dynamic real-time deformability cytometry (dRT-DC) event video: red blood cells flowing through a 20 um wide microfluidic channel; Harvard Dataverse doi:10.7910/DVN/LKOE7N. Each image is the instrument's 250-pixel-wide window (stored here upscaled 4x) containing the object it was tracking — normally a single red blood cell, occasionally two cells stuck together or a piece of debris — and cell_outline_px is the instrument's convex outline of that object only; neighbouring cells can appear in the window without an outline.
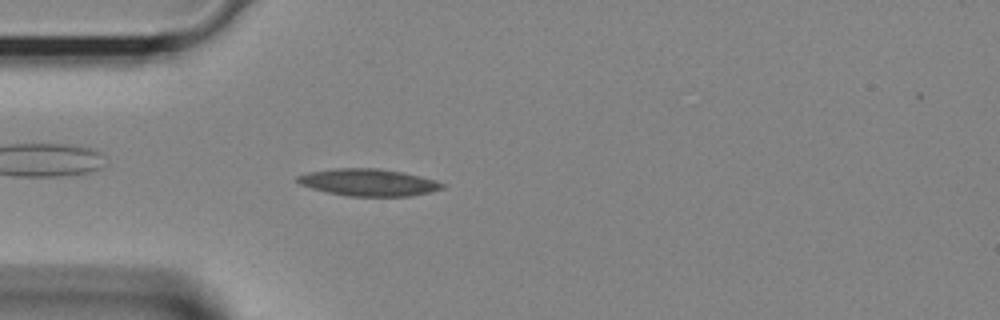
{"species": "Egyptian fruit bat (a non-hibernating species)", "species_latin": "Rousettus aegyptiacus", "temperature_condition": "room temperature", "stored_images_in_passage": 35, "camera_frame_rate_fps": 3000, "um_per_image_px": 0.085, "animal": {"sex": "female"}, "frame": {"image": 1, "passage_image": 8, "time_ms": 2.333, "image_size_px": [1000, 320], "cell_outline_px": [[448, 184], [444, 188], [428, 192], [408, 196], [352, 196], [328, 192], [312, 188], [300, 184], [296, 180], [296, 176], [308, 172], [336, 168], [376, 168], [400, 172], [420, 176], [436, 180]], "centroid_in_image_um": [31.33, 15.5], "position_along_channel_um": 53.7, "area_um2": 22.66}}
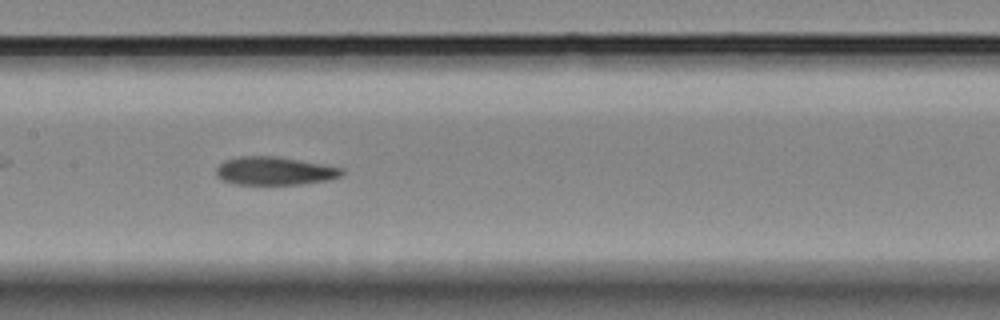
{"frame": {"image": 2, "passage_image": 16, "time_ms": 5.0, "image_size_px": [1000, 320], "cell_outline_px": [[344, 172], [340, 176], [328, 180], [300, 184], [232, 184], [216, 176], [216, 168], [224, 160], [236, 156], [276, 156], [344, 168]], "centroid_in_image_um": [23.31, 14.52], "position_along_channel_um": 184.1, "area_um2": 20.63}}
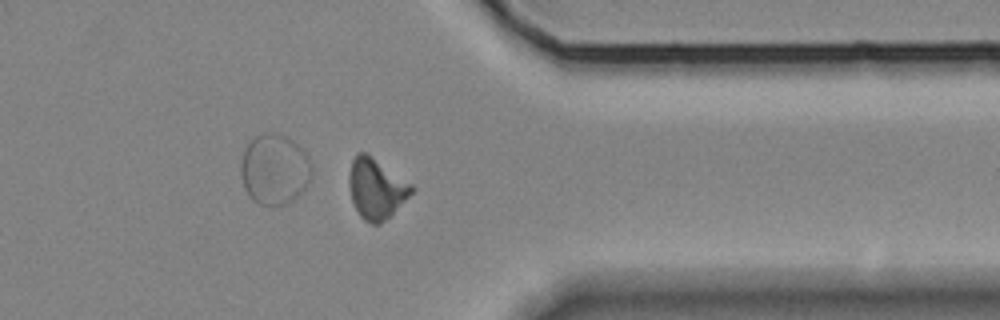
{"frame": {"image": 3, "passage_image": 28, "time_ms": 9.0, "image_size_px": [1000, 320], "cell_outline_px": [[416, 188], [380, 224], [372, 224], [364, 220], [360, 216], [352, 200], [348, 184], [348, 180], [352, 160], [356, 152], [364, 152], [412, 184]], "centroid_in_image_um": [31.94, 16.02], "position_along_channel_um": 379.5, "area_um2": 21.39}}